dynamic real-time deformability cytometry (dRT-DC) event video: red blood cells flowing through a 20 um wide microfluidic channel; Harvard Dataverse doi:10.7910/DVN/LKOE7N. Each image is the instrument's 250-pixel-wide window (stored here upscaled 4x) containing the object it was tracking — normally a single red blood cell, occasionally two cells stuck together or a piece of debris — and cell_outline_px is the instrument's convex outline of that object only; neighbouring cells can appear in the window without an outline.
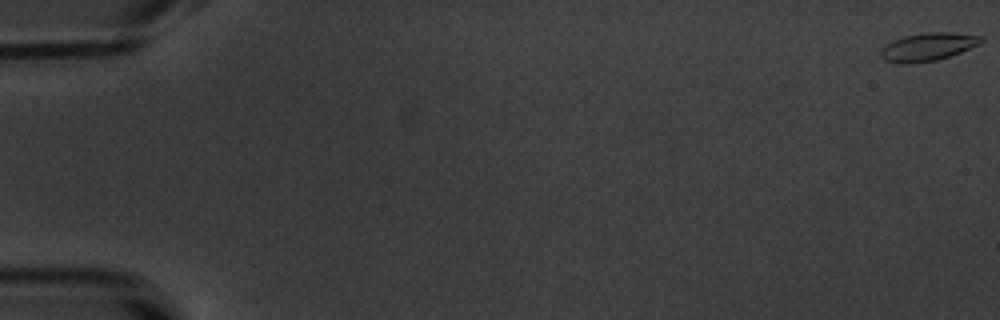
{"species": "common noctule bat (a hibernating species)", "species_latin": "Nyctalus noctula", "temperature_condition": "warm", "stored_images_in_passage": 19, "camera_frame_rate_fps": 3000, "um_per_image_px": 0.085, "animal": {"sex": "male", "body_mass_g": 20.1, "forearm_length_mm": 53.5}, "frame": {"image": 1, "passage_image": 1, "time_ms": 0.0, "image_size_px": [1000, 320], "cell_outline_px": [[984, 40], [980, 44], [960, 52], [936, 60], [912, 64], [900, 64], [884, 60], [880, 56], [880, 52], [888, 44], [904, 36], [928, 32], [948, 32], [984, 36]], "centroid_in_image_um": [78.9, 3.99], "position_along_channel_um": 6.1, "area_um2": 16.24}}
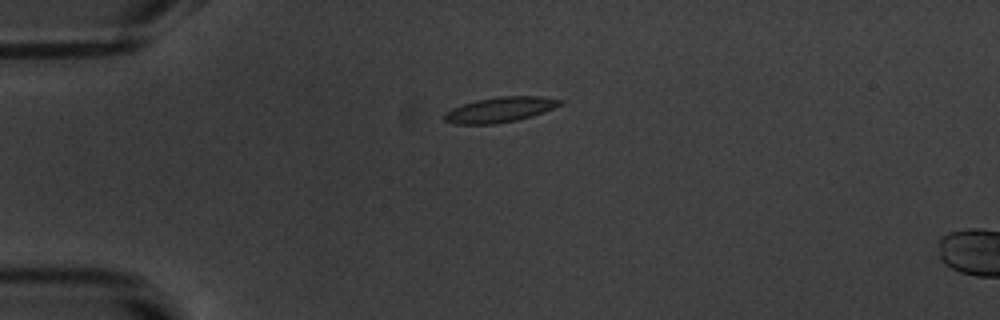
{"frame": {"image": 2, "passage_image": 15, "time_ms": 4.667, "image_size_px": [1000, 320], "cell_outline_px": [[564, 100], [560, 104], [544, 112], [532, 116], [516, 120], [496, 124], [452, 124], [444, 120], [440, 116], [444, 112], [452, 108], [476, 100], [500, 96], [540, 96]], "centroid_in_image_um": [42.44, 9.33], "position_along_channel_um": 42.6, "area_um2": 17.05}}